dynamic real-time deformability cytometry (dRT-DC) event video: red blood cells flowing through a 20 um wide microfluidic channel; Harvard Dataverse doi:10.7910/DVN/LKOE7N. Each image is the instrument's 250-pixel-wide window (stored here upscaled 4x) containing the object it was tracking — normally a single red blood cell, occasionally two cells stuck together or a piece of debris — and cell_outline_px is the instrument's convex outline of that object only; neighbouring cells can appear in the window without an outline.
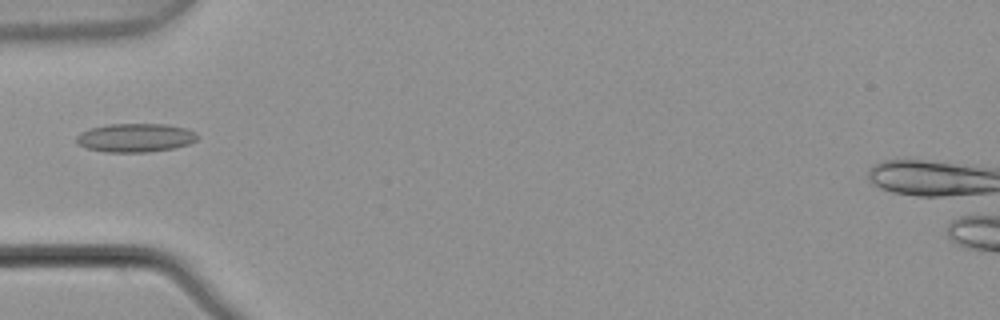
{"species": "common noctule bat (a hibernating species)", "species_latin": "Nyctalus noctula", "temperature_condition": "warm", "stored_images_in_passage": 5, "camera_frame_rate_fps": 3000, "um_per_image_px": 0.085, "animal": {"sex": "male", "body_mass_g": 21.5, "forearm_length_mm": 52.0}, "frame": {"image": 1, "passage_image": 5, "time_ms": 1.333, "image_size_px": [1000, 320], "cell_outline_px": [[200, 136], [196, 140], [188, 144], [172, 148], [148, 152], [104, 152], [88, 148], [76, 144], [76, 136], [80, 132], [92, 128], [108, 124], [168, 124], [184, 128], [196, 132]], "centroid_in_image_um": [11.5, 11.7], "position_along_channel_um": 73.5, "area_um2": 20.23}}